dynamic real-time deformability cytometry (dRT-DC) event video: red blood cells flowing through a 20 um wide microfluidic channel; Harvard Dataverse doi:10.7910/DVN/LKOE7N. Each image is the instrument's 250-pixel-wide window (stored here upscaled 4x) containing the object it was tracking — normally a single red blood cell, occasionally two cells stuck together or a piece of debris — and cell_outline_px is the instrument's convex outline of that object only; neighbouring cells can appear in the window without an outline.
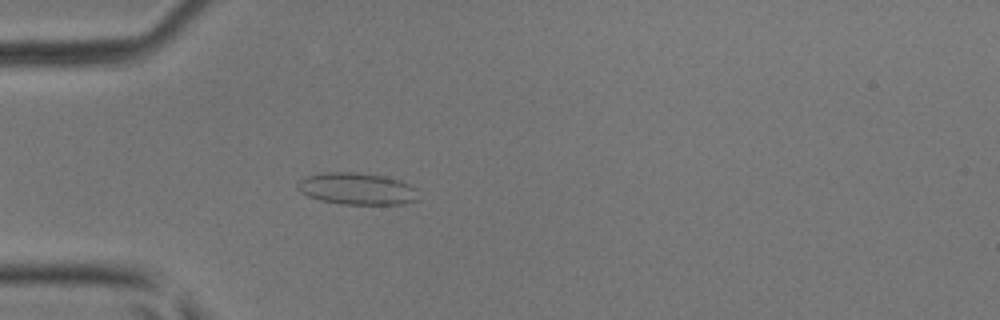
{"species": "common noctule bat (a hibernating species)", "species_latin": "Nyctalus noctula", "temperature_condition": "room temperature", "stored_images_in_passage": 3, "camera_frame_rate_fps": 3000, "um_per_image_px": 0.085, "animal": {"sex": "male", "body_mass_g": 17.9, "forearm_length_mm": 54.2}, "frame": {"image": 1, "passage_image": 3, "time_ms": 3.0, "image_size_px": [1000, 320], "cell_outline_px": [[420, 200], [404, 204], [344, 204], [320, 200], [308, 196], [300, 192], [296, 188], [296, 184], [304, 176], [320, 172], [356, 172], [384, 176], [400, 180], [416, 188]], "centroid_in_image_um": [30.34, 16.04], "position_along_channel_um": 54.7, "area_um2": 22.77}}